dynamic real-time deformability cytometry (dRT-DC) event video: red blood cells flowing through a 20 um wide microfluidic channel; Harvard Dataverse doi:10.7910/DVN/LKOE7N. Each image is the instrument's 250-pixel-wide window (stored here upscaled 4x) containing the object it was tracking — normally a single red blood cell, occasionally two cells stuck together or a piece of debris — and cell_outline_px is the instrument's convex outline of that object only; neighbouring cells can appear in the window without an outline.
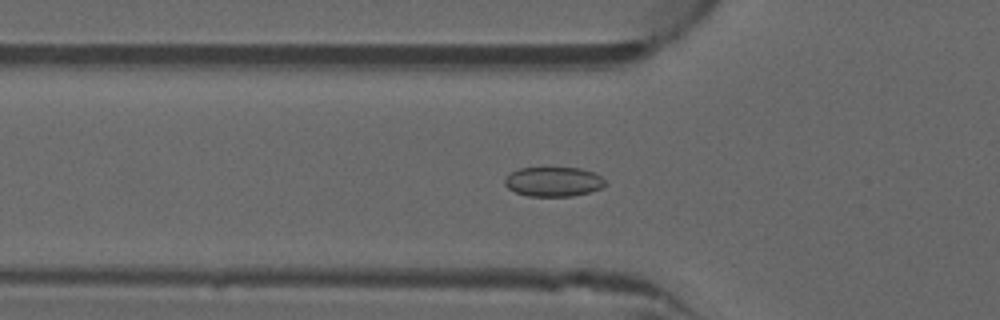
{"species": "common noctule bat (a hibernating species)", "species_latin": "Nyctalus noctula", "temperature_condition": "warm", "stored_images_in_passage": 41, "camera_frame_rate_fps": 3000, "um_per_image_px": 0.085, "animal": {"sex": "male", "forearm_length_mm": 52.5}, "frame": {"image": 1, "passage_image": 7, "time_ms": 2.0, "image_size_px": [1000, 320], "cell_outline_px": [[604, 184], [600, 188], [588, 192], [572, 196], [528, 196], [516, 192], [508, 188], [504, 184], [504, 180], [512, 172], [520, 168], [580, 168], [592, 172], [600, 176], [604, 180]], "centroid_in_image_um": [47.01, 15.44], "position_along_channel_um": 78.8, "area_um2": 16.99}}
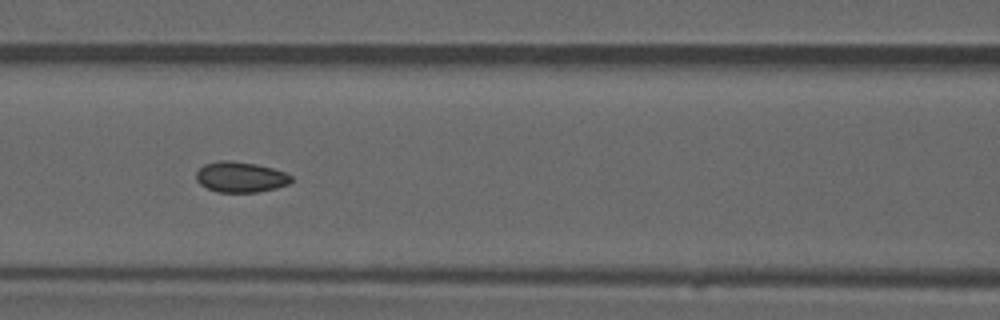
{"frame": {"image": 2, "passage_image": 12, "time_ms": 3.667, "image_size_px": [1000, 320], "cell_outline_px": [[292, 180], [288, 184], [276, 188], [256, 192], [216, 192], [200, 184], [196, 180], [196, 172], [204, 164], [220, 160], [232, 160], [256, 164], [272, 168], [284, 172], [292, 176]], "centroid_in_image_um": [20.43, 15.04], "position_along_channel_um": 146.2, "area_um2": 16.94}, "authors_computed_cell_mechanics": {"area_um2": 16.5308, "velocity_mm_per_s": 4.0043, "shape_relaxation_time_tau1_ms": null, "shape_relaxation_time_tau2_ms": 1.5998, "deformation_change_tau1": null, "deformation_change_tau2": 0.052}}